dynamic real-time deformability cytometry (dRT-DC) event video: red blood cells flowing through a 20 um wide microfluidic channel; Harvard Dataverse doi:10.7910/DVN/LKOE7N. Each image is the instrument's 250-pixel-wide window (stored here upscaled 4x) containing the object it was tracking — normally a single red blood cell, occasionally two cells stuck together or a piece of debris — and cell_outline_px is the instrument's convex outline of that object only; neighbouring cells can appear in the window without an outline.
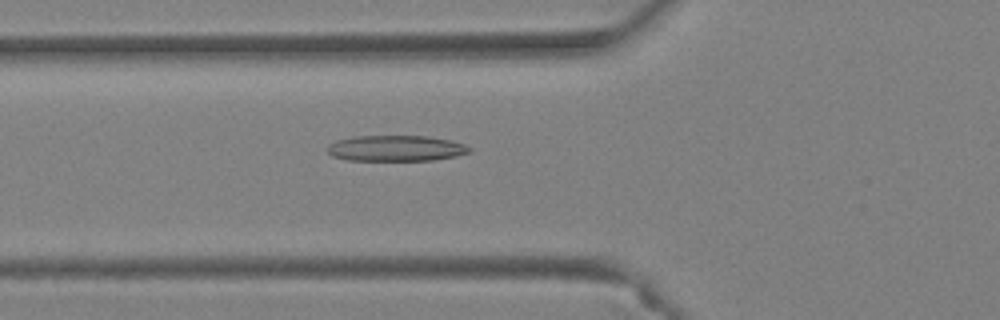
{"species": "Egyptian fruit bat (a non-hibernating species)", "species_latin": "Rousettus aegyptiacus", "temperature_condition": "warm", "stored_images_in_passage": 36, "camera_frame_rate_fps": 3000, "um_per_image_px": 0.085, "animal": {"sex": "female"}, "frame": {"image": 1, "passage_image": 7, "time_ms": 2.0, "image_size_px": [1000, 320], "cell_outline_px": [[472, 152], [456, 156], [432, 160], [348, 160], [332, 156], [324, 148], [328, 144], [336, 140], [352, 136], [428, 136], [448, 140], [464, 144], [472, 148]], "centroid_in_image_um": [33.62, 12.6], "position_along_channel_um": 92.2, "area_um2": 21.5}}
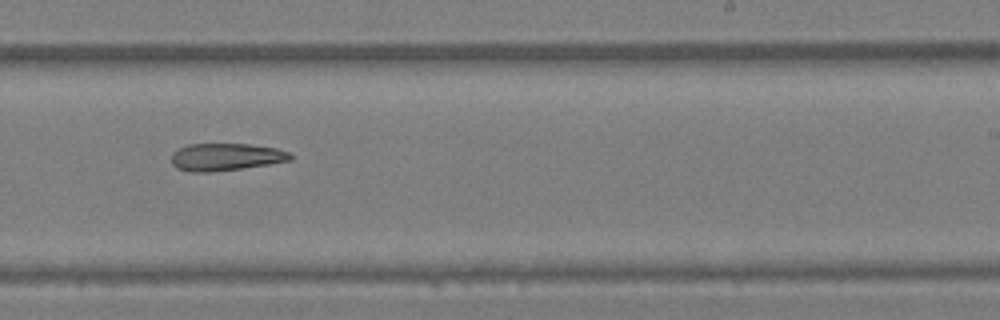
{"frame": {"image": 2, "passage_image": 19, "time_ms": 6.0, "image_size_px": [1000, 320], "cell_outline_px": [[292, 160], [268, 164], [212, 172], [192, 172], [176, 168], [172, 164], [172, 152], [188, 144], [252, 144], [276, 148], [288, 152], [292, 156]], "centroid_in_image_um": [19.17, 13.34], "position_along_channel_um": 269.8, "area_um2": 18.9}}
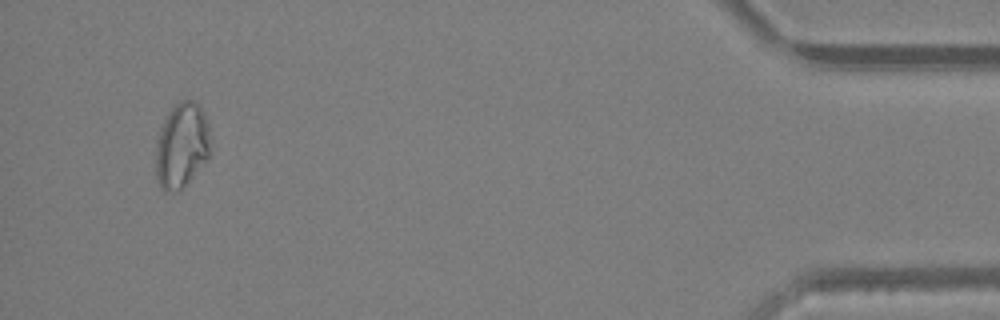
{"frame": {"image": 3, "passage_image": 34, "time_ms": 11.0, "image_size_px": [1000, 320], "cell_outline_px": [[212, 140], [208, 156], [188, 180], [180, 188], [172, 192], [164, 192], [160, 188], [156, 176], [156, 144], [160, 128], [172, 104], [180, 100], [196, 100], [200, 104], [204, 112], [208, 124]], "centroid_in_image_um": [15.44, 12.29], "position_along_channel_um": 419.8, "area_um2": 27.28}}